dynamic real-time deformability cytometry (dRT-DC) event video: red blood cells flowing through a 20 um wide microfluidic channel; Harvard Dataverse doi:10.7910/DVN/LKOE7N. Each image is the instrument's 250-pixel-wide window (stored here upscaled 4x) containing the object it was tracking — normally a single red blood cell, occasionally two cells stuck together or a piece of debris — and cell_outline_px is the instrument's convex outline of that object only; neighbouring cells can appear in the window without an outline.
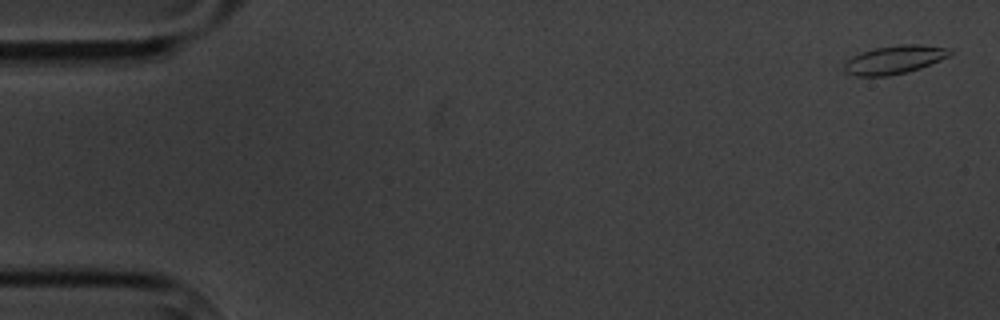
{"species": "common noctule bat (a hibernating species)", "species_latin": "Nyctalus noctula", "temperature_condition": "cold", "stored_images_in_passage": 5, "camera_frame_rate_fps": 3000, "um_per_image_px": 0.085, "animal": {"sex": "male", "body_mass_g": 20.1, "forearm_length_mm": 53.5}, "frame": {"image": 1, "passage_image": 1, "time_ms": 0.0, "image_size_px": [1000, 320], "cell_outline_px": [[952, 52], [948, 56], [940, 60], [920, 68], [908, 72], [888, 76], [856, 76], [844, 72], [844, 60], [860, 52], [876, 48], [900, 44], [920, 44], [952, 48]], "centroid_in_image_um": [76.0, 5.07], "position_along_channel_um": 9.0, "area_um2": 17.69}}